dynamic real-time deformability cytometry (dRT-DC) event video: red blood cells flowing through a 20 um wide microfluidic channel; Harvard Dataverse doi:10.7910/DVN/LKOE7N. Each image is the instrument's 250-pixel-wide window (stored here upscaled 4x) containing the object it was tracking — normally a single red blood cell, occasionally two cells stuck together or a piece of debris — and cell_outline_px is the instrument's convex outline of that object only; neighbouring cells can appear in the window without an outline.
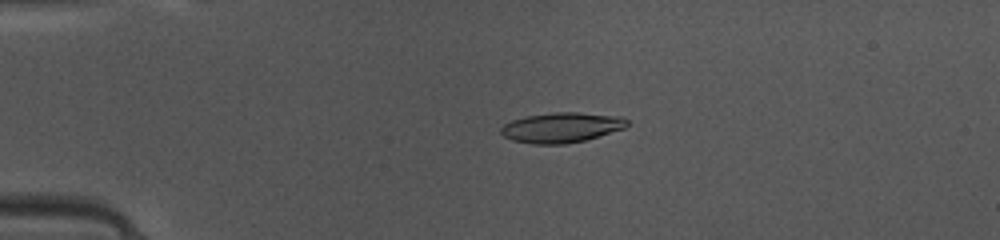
{"species": "common noctule bat (a hibernating species)", "species_latin": "Nyctalus noctula", "temperature_condition": "warm", "stored_images_in_passage": 48, "camera_frame_rate_fps": 3000, "um_per_image_px": 0.085, "animal": {"sex": "female", "body_mass_g": 10.0, "forearm_length_mm": 53.1}, "frame": {"image": 1, "passage_image": 11, "time_ms": 3.333, "image_size_px": [1000, 240], "cell_outline_px": [[628, 124], [624, 128], [584, 140], [564, 144], [532, 144], [512, 140], [504, 136], [500, 132], [500, 128], [504, 124], [512, 120], [524, 116], [552, 112], [576, 112], [620, 116], [628, 120]], "centroid_in_image_um": [47.69, 10.83], "position_along_channel_um": 37.3, "area_um2": 22.08}}
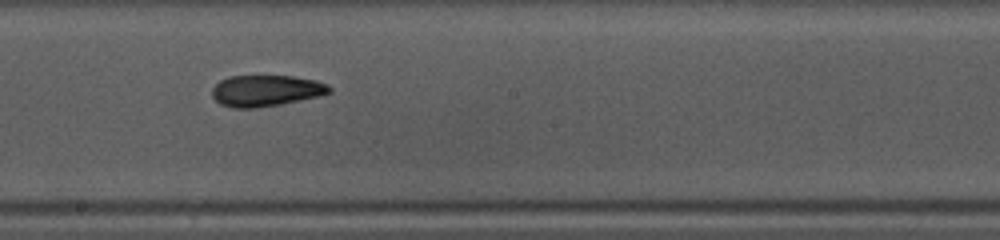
{"frame": {"image": 2, "passage_image": 27, "time_ms": 8.667, "image_size_px": [1000, 240], "cell_outline_px": [[332, 92], [320, 96], [280, 104], [256, 108], [232, 108], [220, 104], [212, 96], [212, 88], [220, 80], [228, 76], [292, 76], [316, 80], [328, 84], [332, 88]], "centroid_in_image_um": [22.62, 7.71], "position_along_channel_um": 225.6, "area_um2": 21.5}}
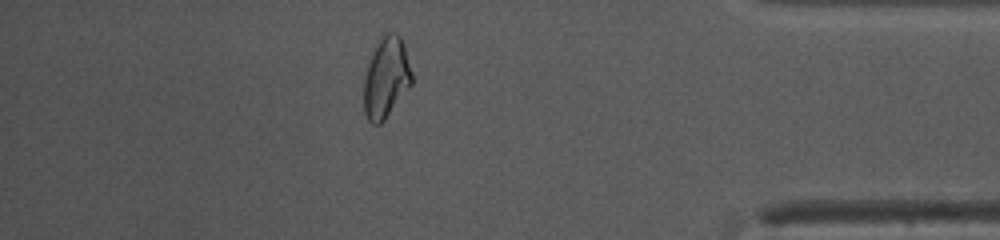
{"frame": {"image": 3, "passage_image": 42, "time_ms": 13.667, "image_size_px": [1000, 240], "cell_outline_px": [[412, 84], [384, 120], [380, 124], [372, 124], [368, 120], [364, 112], [364, 76], [372, 48], [384, 32], [396, 32], [400, 36], [404, 44], [412, 72]], "centroid_in_image_um": [32.81, 6.56], "position_along_channel_um": 402.4, "area_um2": 22.89}, "authors_computed_cell_mechanics": {"area_um2": 21.4438, "velocity_mm_per_s": 4.1552, "shape_relaxation_time_tau1_ms": 6.8083, "shape_relaxation_time_tau2_ms": 3.1035, "deformation_change_tau1": 0.184, "deformation_change_tau2": 0.1019}}